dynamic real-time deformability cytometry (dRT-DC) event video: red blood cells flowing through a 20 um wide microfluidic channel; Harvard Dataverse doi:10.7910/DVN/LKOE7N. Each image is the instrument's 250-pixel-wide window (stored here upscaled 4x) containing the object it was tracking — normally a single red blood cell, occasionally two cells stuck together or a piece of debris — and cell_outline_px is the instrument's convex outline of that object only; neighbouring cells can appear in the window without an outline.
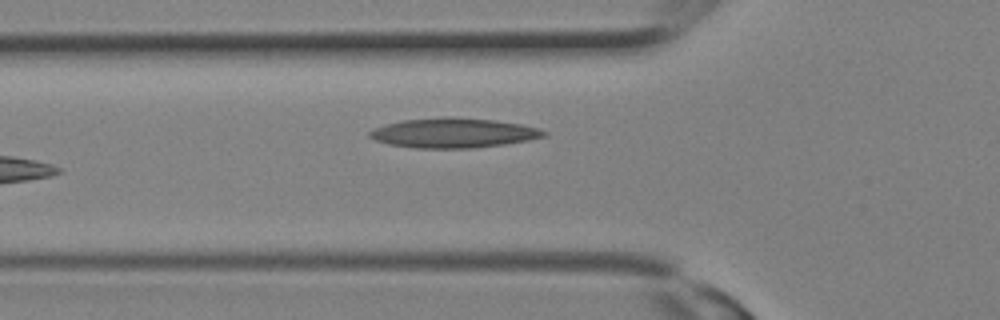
{"species": "Egyptian fruit bat (a non-hibernating species)", "species_latin": "Rousettus aegyptiacus", "temperature_condition": "room temperature", "stored_images_in_passage": 4, "camera_frame_rate_fps": 3000, "um_per_image_px": 0.085, "animal": {"sex": "female"}, "frame": {"image": 1, "passage_image": 2, "time_ms": 0.333, "image_size_px": [1000, 320], "cell_outline_px": [[548, 136], [528, 140], [472, 148], [416, 148], [388, 144], [376, 140], [368, 136], [368, 132], [372, 128], [404, 120], [444, 116], [448, 116], [496, 120], [520, 124], [540, 128], [548, 132]], "centroid_in_image_um": [38.55, 11.29], "position_along_channel_um": 87.3, "area_um2": 30.23}}
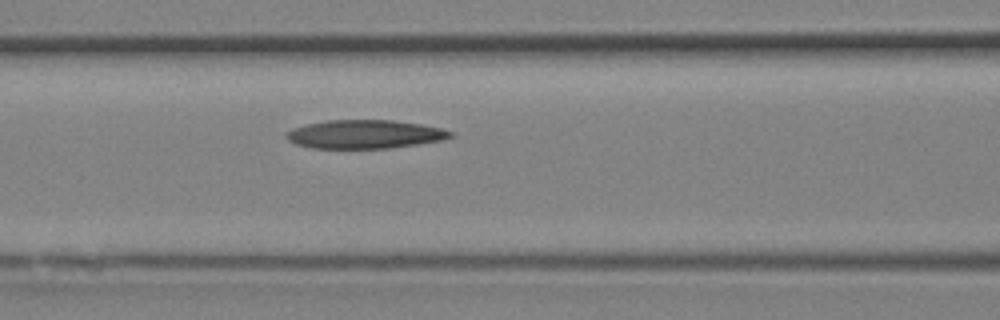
{"frame": {"image": 2, "passage_image": 4, "time_ms": 1.0, "image_size_px": [1000, 320], "cell_outline_px": [[456, 136], [444, 140], [420, 144], [388, 148], [312, 148], [296, 144], [288, 140], [284, 136], [284, 132], [292, 128], [324, 120], [392, 120], [420, 124], [440, 128], [452, 132]], "centroid_in_image_um": [31.0, 11.41], "position_along_channel_um": 135.6, "area_um2": 27.51}}